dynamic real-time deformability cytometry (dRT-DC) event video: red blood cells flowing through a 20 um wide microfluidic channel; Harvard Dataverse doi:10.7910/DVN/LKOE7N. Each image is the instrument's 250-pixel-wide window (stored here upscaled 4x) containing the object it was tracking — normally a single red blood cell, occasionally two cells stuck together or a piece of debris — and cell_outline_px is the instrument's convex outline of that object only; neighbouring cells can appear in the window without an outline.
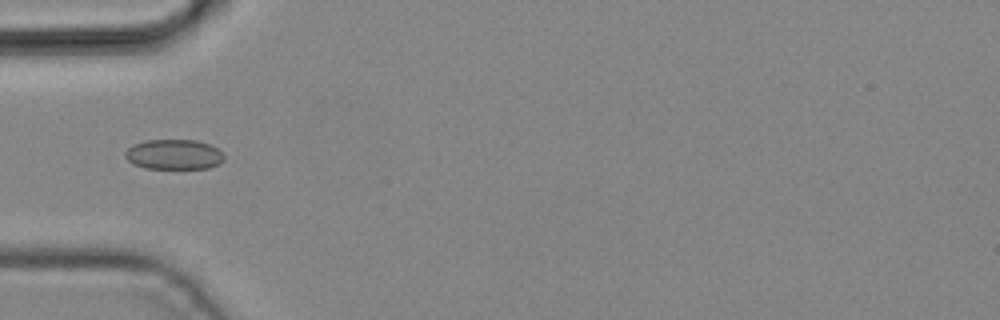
{"species": "common noctule bat (a hibernating species)", "species_latin": "Nyctalus noctula", "temperature_condition": "cold", "stored_images_in_passage": 5, "camera_frame_rate_fps": 3000, "um_per_image_px": 0.085, "animal": {"sex": "male", "body_mass_g": 19.2, "forearm_length_mm": 51.8}, "frame": {"image": 1, "passage_image": 5, "time_ms": 1.333, "image_size_px": [1000, 320], "cell_outline_px": [[224, 160], [220, 164], [208, 168], [144, 168], [132, 164], [124, 156], [124, 152], [128, 148], [144, 140], [196, 140], [208, 144], [216, 148], [224, 156]], "centroid_in_image_um": [14.76, 13.13], "position_along_channel_um": 70.2, "area_um2": 17.28}}